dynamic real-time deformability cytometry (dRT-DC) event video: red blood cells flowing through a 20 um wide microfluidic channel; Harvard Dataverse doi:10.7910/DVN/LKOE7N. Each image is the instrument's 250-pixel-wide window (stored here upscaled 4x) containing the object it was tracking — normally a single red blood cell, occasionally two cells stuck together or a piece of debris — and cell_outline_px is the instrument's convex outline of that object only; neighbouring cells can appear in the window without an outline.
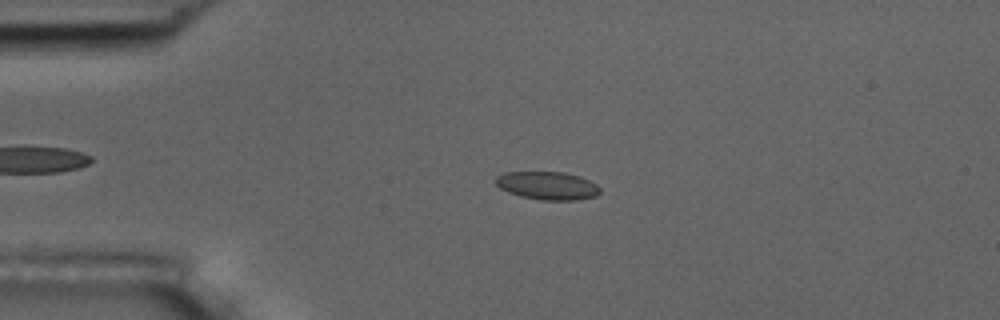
{"species": "common noctule bat (a hibernating species)", "species_latin": "Nyctalus noctula", "temperature_condition": "room temperature", "stored_images_in_passage": 5, "camera_frame_rate_fps": 3000, "um_per_image_px": 0.085, "animal": {"sex": "male", "body_mass_g": 17.5, "forearm_length_mm": 52.3}, "frame": {"image": 1, "passage_image": 3, "time_ms": 2.333, "image_size_px": [1000, 320], "cell_outline_px": [[600, 192], [596, 196], [576, 200], [540, 200], [520, 196], [508, 192], [500, 188], [496, 184], [496, 176], [504, 172], [564, 172], [580, 176], [596, 184], [600, 188]], "centroid_in_image_um": [46.53, 15.78], "position_along_channel_um": 38.5, "area_um2": 17.11}}